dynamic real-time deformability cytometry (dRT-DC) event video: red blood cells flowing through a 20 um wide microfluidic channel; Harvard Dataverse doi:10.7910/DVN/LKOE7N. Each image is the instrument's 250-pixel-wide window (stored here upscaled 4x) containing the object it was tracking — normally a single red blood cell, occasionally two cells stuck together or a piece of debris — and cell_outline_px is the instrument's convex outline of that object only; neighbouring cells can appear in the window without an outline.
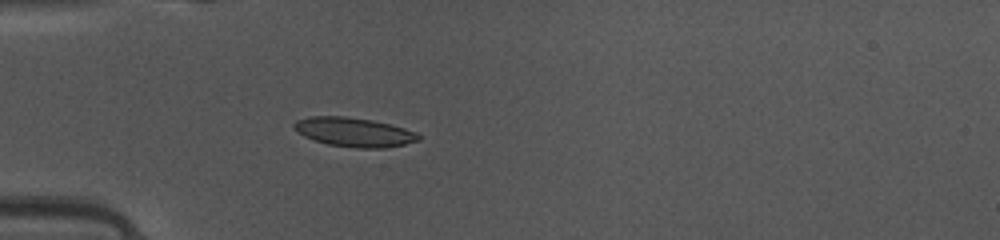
{"species": "common noctule bat (a hibernating species)", "species_latin": "Nyctalus noctula", "temperature_condition": "warm", "stored_images_in_passage": 30, "camera_frame_rate_fps": 3000, "um_per_image_px": 0.085, "animal": {"sex": "female", "body_mass_g": 10.0, "forearm_length_mm": 53.1}, "frame": {"image": 1, "passage_image": 1, "time_ms": 0.0, "image_size_px": [1000, 240], "cell_outline_px": [[420, 140], [404, 144], [384, 148], [356, 148], [328, 144], [304, 136], [292, 124], [296, 120], [308, 116], [344, 116], [372, 120], [392, 124], [416, 132], [420, 136]], "centroid_in_image_um": [30.12, 11.22], "position_along_channel_um": 54.9, "area_um2": 21.04}}
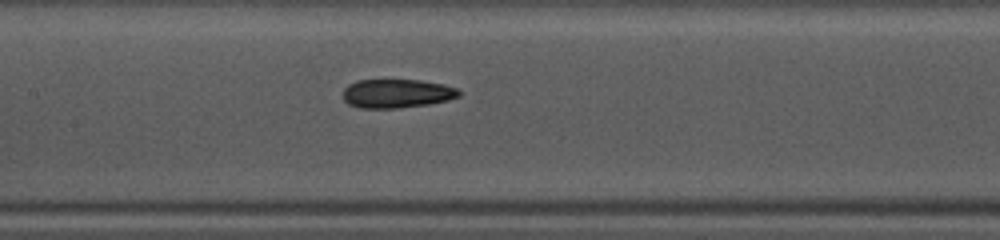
{"frame": {"image": 2, "passage_image": 10, "time_ms": 3.0, "image_size_px": [1000, 240], "cell_outline_px": [[460, 96], [448, 100], [428, 104], [396, 108], [360, 108], [348, 104], [344, 100], [344, 88], [348, 84], [356, 80], [420, 80], [444, 84], [460, 88]], "centroid_in_image_um": [33.75, 7.94], "position_along_channel_um": 173.7, "area_um2": 19.59}}
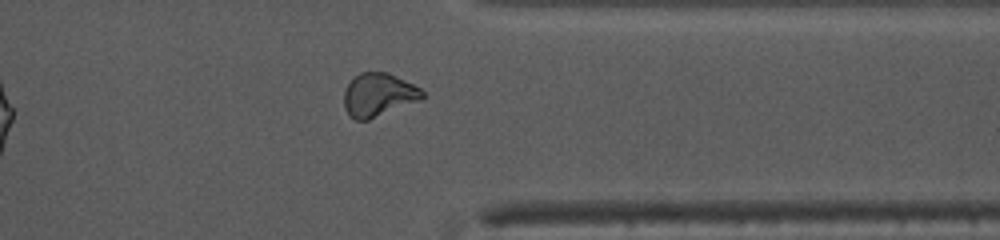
{"frame": {"image": 3, "passage_image": 25, "time_ms": 8.0, "image_size_px": [1000, 240], "cell_outline_px": [[424, 96], [420, 100], [368, 120], [356, 120], [348, 116], [344, 108], [344, 92], [348, 84], [360, 72], [388, 72], [420, 88], [424, 92]], "centroid_in_image_um": [32.15, 8.07], "position_along_channel_um": 379.3, "area_um2": 19.65}, "authors_computed_cell_mechanics": {"area_um2": 19.5942, "velocity_mm_per_s": 4.166, "shape_relaxation_time_tau1_ms": 5.4399, "shape_relaxation_time_tau2_ms": 2.4755, "deformation_change_tau1": 0.1613, "deformation_change_tau2": 0.0987}}